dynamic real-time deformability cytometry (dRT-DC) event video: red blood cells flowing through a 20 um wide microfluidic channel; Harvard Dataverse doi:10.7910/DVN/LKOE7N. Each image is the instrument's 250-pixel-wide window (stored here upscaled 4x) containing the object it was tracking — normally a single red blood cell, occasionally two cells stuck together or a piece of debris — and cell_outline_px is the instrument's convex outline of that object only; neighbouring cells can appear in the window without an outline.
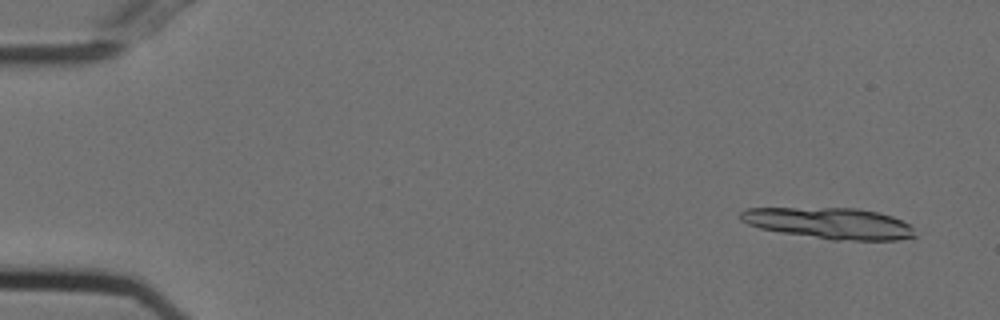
{"species": "Egyptian fruit bat (a non-hibernating species)", "species_latin": "Rousettus aegyptiacus", "temperature_condition": "cold", "stored_images_in_passage": 15, "camera_frame_rate_fps": 3000, "um_per_image_px": 0.085, "animal": {"sex": "female"}, "frame": {"image": 1, "passage_image": 3, "time_ms": 0.667, "image_size_px": [1000, 320], "cell_outline_px": [[916, 236], [896, 240], [832, 240], [780, 232], [760, 228], [748, 224], [740, 220], [740, 212], [744, 208], [856, 208], [876, 212], [892, 216], [908, 224], [912, 228]], "centroid_in_image_um": [70.47, 18.97], "position_along_channel_um": 14.5, "area_um2": 31.56}}